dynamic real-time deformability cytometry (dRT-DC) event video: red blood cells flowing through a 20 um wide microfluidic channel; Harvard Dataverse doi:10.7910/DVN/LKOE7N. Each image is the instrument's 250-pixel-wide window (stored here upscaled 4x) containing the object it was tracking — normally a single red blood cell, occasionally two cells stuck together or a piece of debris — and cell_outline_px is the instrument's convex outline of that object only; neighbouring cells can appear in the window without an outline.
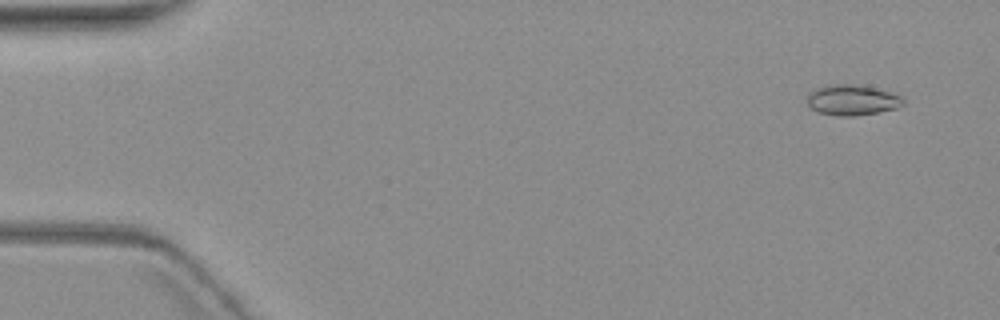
{"species": "common noctule bat (a hibernating species)", "species_latin": "Nyctalus noctula", "temperature_condition": "warm", "stored_images_in_passage": 8, "camera_frame_rate_fps": 3000, "um_per_image_px": 0.085, "animal": {"sex": "female", "body_mass_g": 19.3, "forearm_length_mm": 54.1}, "frame": {"image": 1, "passage_image": 2, "time_ms": 1.0, "image_size_px": [1000, 320], "cell_outline_px": [[904, 104], [896, 108], [880, 112], [856, 116], [840, 116], [816, 112], [808, 104], [808, 92], [816, 88], [828, 84], [852, 84], [892, 92], [900, 96], [904, 100]], "centroid_in_image_um": [72.42, 8.51], "position_along_channel_um": 12.6, "area_um2": 17.11}}
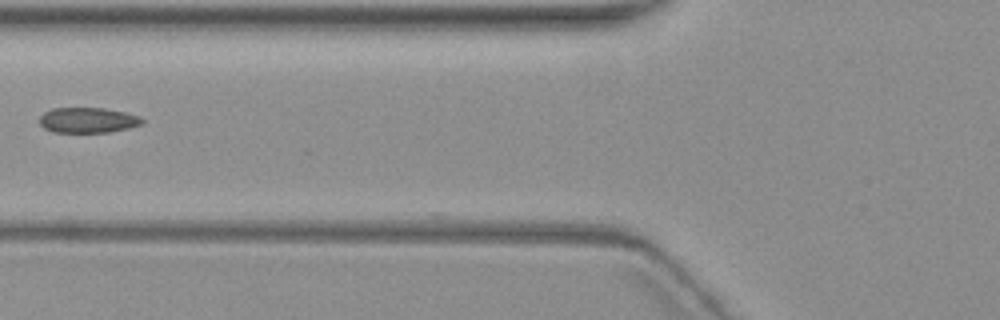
{"frame": {"image": 2, "passage_image": 7, "time_ms": 7.667, "image_size_px": [1000, 320], "cell_outline_px": [[144, 124], [128, 128], [108, 132], [52, 132], [44, 128], [40, 124], [40, 116], [44, 112], [52, 108], [104, 108], [124, 112], [140, 116], [144, 120]], "centroid_in_image_um": [7.47, 10.21], "position_along_channel_um": 118.3, "area_um2": 15.2}}
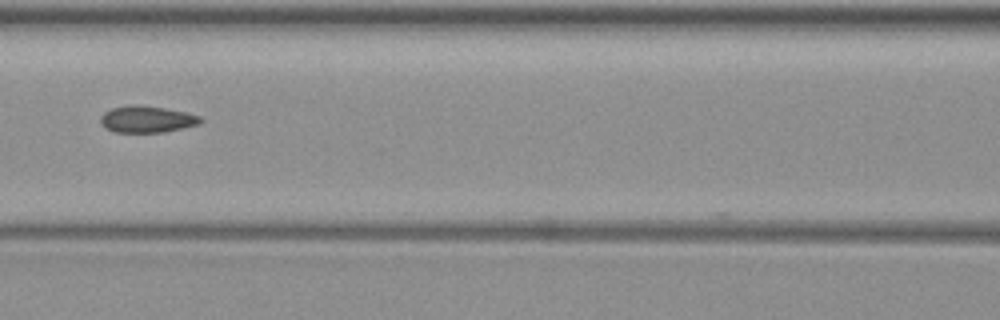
{"frame": {"image": 3, "passage_image": 8, "time_ms": 8.667, "image_size_px": [1000, 320], "cell_outline_px": [[204, 120], [200, 124], [164, 132], [112, 132], [104, 128], [100, 124], [100, 116], [104, 112], [112, 108], [128, 104], [136, 104], [164, 108], [184, 112], [200, 116]], "centroid_in_image_um": [12.44, 10.13], "position_along_channel_um": 154.2, "area_um2": 15.72}}